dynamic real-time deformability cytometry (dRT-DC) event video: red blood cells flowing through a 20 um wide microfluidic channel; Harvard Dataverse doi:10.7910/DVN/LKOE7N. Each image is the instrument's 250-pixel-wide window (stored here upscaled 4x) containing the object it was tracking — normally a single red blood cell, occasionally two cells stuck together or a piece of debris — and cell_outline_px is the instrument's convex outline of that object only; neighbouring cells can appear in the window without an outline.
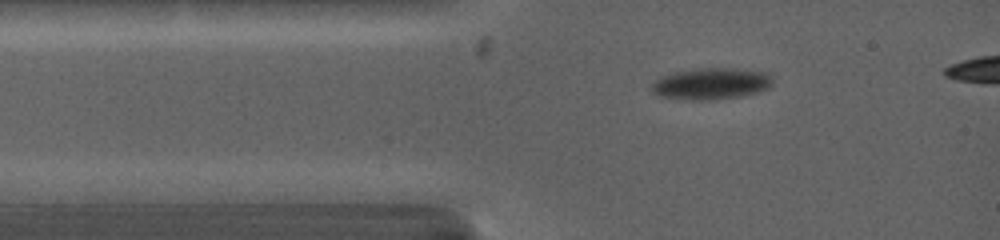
{"species": "common noctule bat (a hibernating species)", "species_latin": "Nyctalus noctula", "temperature_condition": "warm", "stored_images_in_passage": 3, "camera_frame_rate_fps": 5000, "um_per_image_px": 0.085, "animal": {"sex": "female", "body_mass_g": 19.0, "forearm_length_mm": 53.3}, "frame": {"image": 1, "passage_image": 1, "time_ms": 0.0, "image_size_px": [1000, 240], "cell_outline_px": [[772, 84], [768, 88], [760, 92], [740, 96], [712, 100], [696, 100], [660, 96], [652, 92], [652, 84], [660, 76], [672, 72], [696, 68], [736, 68], [768, 72], [772, 76]], "centroid_in_image_um": [60.48, 7.1], "position_along_channel_um": 24.5, "area_um2": 22.43}}